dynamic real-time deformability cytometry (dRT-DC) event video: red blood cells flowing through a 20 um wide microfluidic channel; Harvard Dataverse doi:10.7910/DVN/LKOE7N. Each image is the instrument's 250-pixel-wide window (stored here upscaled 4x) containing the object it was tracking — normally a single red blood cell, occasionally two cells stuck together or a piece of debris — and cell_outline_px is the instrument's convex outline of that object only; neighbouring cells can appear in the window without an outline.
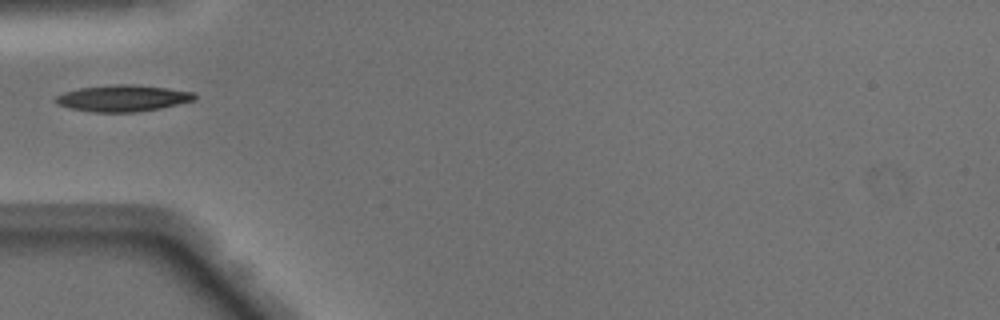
{"species": "Egyptian fruit bat (a non-hibernating species)", "species_latin": "Rousettus aegyptiacus", "temperature_condition": "warm", "stored_images_in_passage": 34, "camera_frame_rate_fps": 3000, "um_per_image_px": 0.085, "animal": {"sex": "male"}, "frame": {"image": 1, "passage_image": 1, "time_ms": 0.0, "image_size_px": [1000, 320], "cell_outline_px": [[196, 100], [160, 108], [140, 112], [92, 112], [68, 108], [56, 104], [56, 96], [64, 92], [80, 88], [112, 84], [132, 84], [168, 88], [192, 92], [196, 96]], "centroid_in_image_um": [10.43, 8.35], "position_along_channel_um": 74.6, "area_um2": 21.5}}
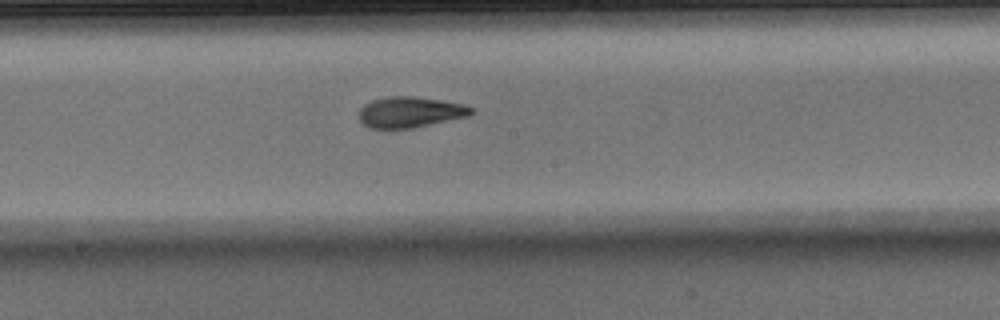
{"frame": {"image": 2, "passage_image": 11, "time_ms": 3.333, "image_size_px": [1000, 320], "cell_outline_px": [[476, 108], [472, 116], [412, 128], [368, 128], [360, 120], [360, 108], [364, 104], [372, 100], [388, 96], [416, 96], [444, 100], [464, 104]], "centroid_in_image_um": [34.94, 9.52], "position_along_channel_um": 213.3, "area_um2": 20.52}}
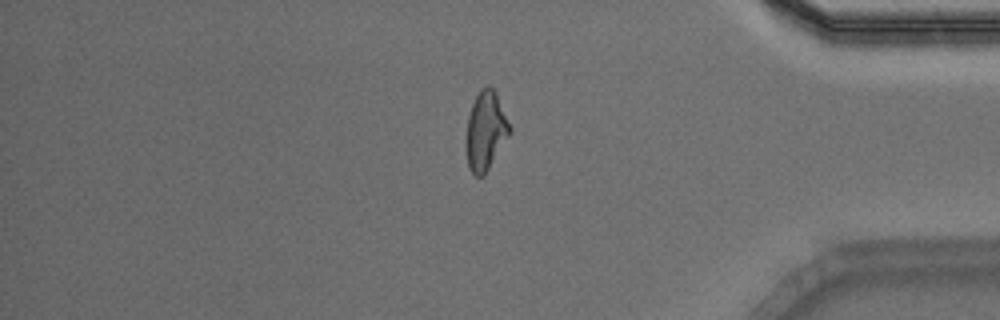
{"frame": {"image": 3, "passage_image": 26, "time_ms": 8.333, "image_size_px": [1000, 320], "cell_outline_px": [[512, 132], [484, 176], [476, 176], [468, 168], [468, 116], [472, 104], [480, 88], [488, 84], [496, 92], [512, 128]], "centroid_in_image_um": [41.33, 11.09], "position_along_channel_um": 393.9, "area_um2": 19.77}}